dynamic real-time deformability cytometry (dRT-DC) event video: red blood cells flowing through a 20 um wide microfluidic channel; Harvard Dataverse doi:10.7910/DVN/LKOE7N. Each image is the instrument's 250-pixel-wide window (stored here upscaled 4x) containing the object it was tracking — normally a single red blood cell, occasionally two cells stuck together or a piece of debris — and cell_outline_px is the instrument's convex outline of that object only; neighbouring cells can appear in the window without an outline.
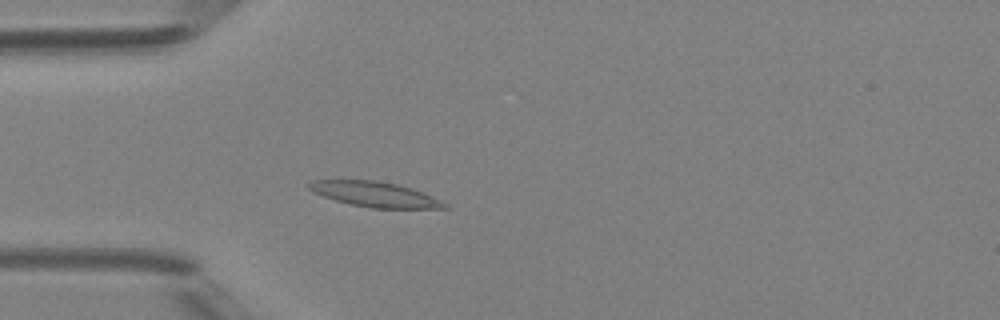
{"species": "Egyptian fruit bat (a non-hibernating species)", "species_latin": "Rousettus aegyptiacus", "temperature_condition": "room temperature", "stored_images_in_passage": 48, "camera_frame_rate_fps": 3000, "um_per_image_px": 0.085, "animal": {"sex": "female"}, "frame": {"image": 1, "passage_image": 13, "time_ms": 4.0, "image_size_px": [1000, 320], "cell_outline_px": [[452, 208], [372, 208], [348, 204], [312, 192], [308, 188], [308, 184], [312, 180], [376, 180], [396, 184], [412, 188], [432, 196], [448, 204]], "centroid_in_image_um": [31.88, 16.52], "position_along_channel_um": 53.1, "area_um2": 19.83}}
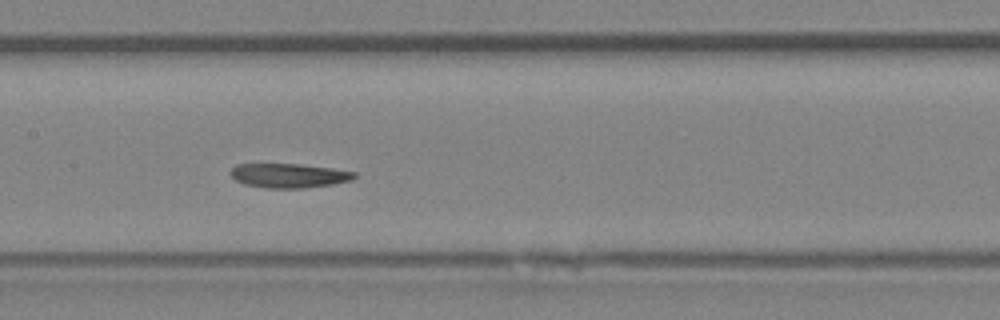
{"frame": {"image": 2, "passage_image": 23, "time_ms": 7.333, "image_size_px": [1000, 320], "cell_outline_px": [[356, 176], [352, 180], [332, 184], [304, 188], [264, 188], [244, 184], [236, 180], [228, 172], [236, 164], [300, 164], [332, 168], [356, 172]], "centroid_in_image_um": [24.54, 14.92], "position_along_channel_um": 182.9, "area_um2": 17.57}}
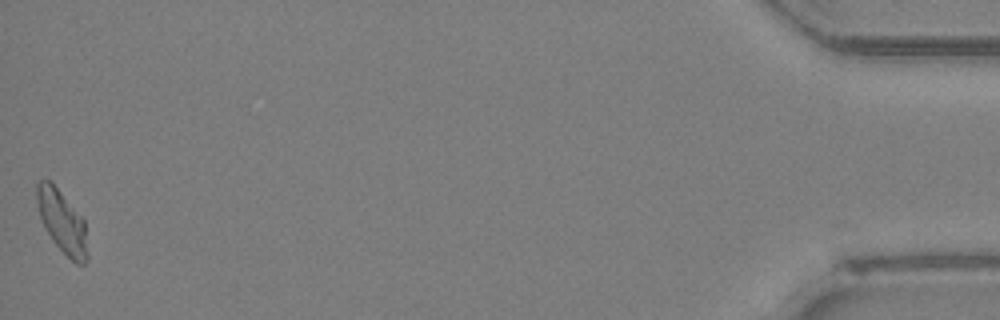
{"frame": {"image": 3, "passage_image": 48, "time_ms": 15.667, "image_size_px": [1000, 320], "cell_outline_px": [[88, 256], [84, 264], [76, 264], [52, 240], [44, 228], [36, 204], [36, 184], [40, 180], [48, 180], [60, 192], [84, 220]], "centroid_in_image_um": [5.26, 18.86], "position_along_channel_um": 429.9, "area_um2": 18.09}}